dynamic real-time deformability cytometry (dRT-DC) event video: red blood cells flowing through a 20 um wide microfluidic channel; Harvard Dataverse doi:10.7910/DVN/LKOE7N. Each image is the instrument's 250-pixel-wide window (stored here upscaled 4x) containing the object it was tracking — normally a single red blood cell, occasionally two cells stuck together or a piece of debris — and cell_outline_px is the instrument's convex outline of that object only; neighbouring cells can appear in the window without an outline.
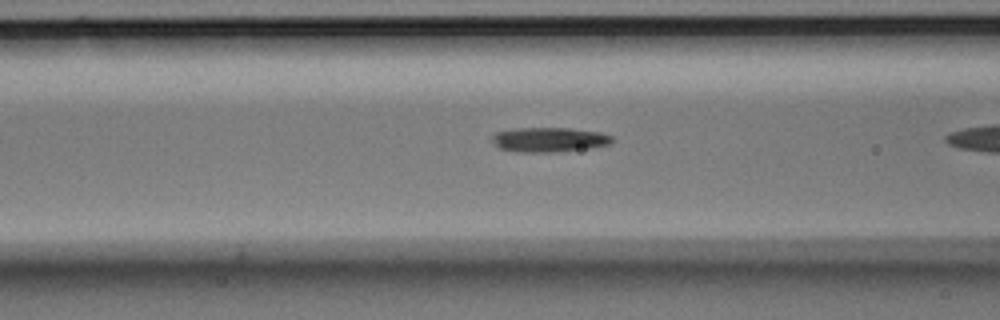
{"species": "Egyptian fruit bat (a non-hibernating species)", "species_latin": "Rousettus aegyptiacus", "temperature_condition": "room temperature", "stored_images_in_passage": 26, "camera_frame_rate_fps": 3000, "um_per_image_px": 0.085, "animal": {"sex": "male"}, "frame": {"image": 1, "passage_image": 5, "time_ms": 1.333, "image_size_px": [1000, 320], "cell_outline_px": [[612, 144], [588, 148], [556, 152], [520, 152], [500, 148], [492, 140], [492, 136], [496, 132], [516, 128], [568, 128], [600, 132], [612, 136]], "centroid_in_image_um": [46.7, 11.87], "position_along_channel_um": 119.9, "area_um2": 17.11}}
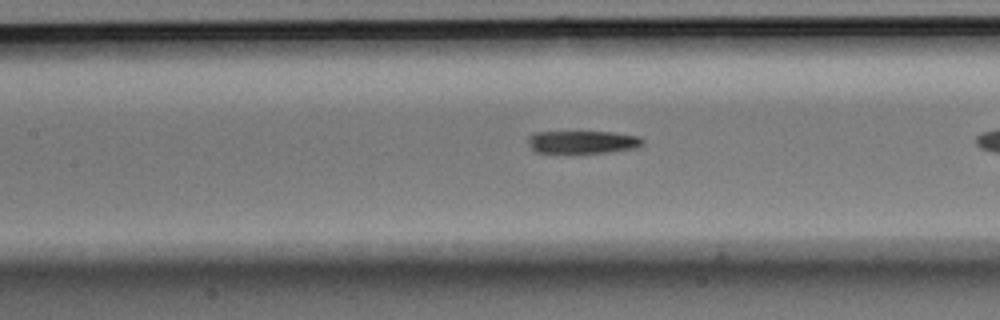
{"frame": {"image": 2, "passage_image": 8, "time_ms": 2.333, "image_size_px": [1000, 320], "cell_outline_px": [[644, 144], [632, 148], [604, 152], [536, 152], [528, 144], [528, 136], [536, 132], [612, 132], [640, 136], [644, 140]], "centroid_in_image_um": [49.52, 12.05], "position_along_channel_um": 157.9, "area_um2": 14.91}}
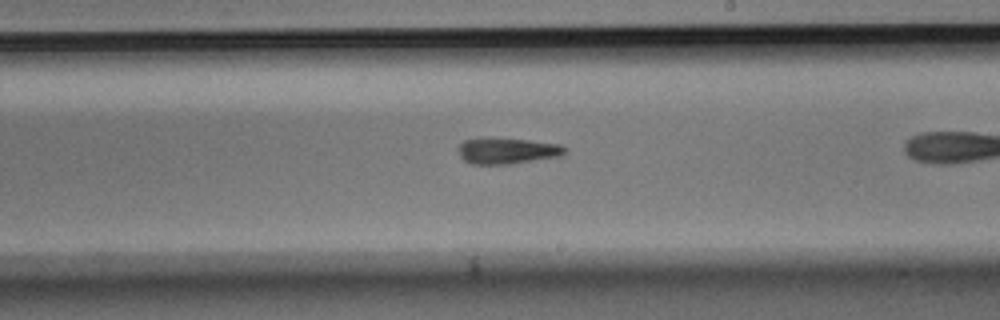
{"frame": {"image": 3, "passage_image": 15, "time_ms": 4.667, "image_size_px": [1000, 320], "cell_outline_px": [[568, 152], [560, 156], [512, 164], [472, 164], [464, 160], [460, 156], [460, 144], [464, 140], [528, 140], [560, 144], [568, 148]], "centroid_in_image_um": [43.22, 12.86], "position_along_channel_um": 245.8, "area_um2": 15.61}}